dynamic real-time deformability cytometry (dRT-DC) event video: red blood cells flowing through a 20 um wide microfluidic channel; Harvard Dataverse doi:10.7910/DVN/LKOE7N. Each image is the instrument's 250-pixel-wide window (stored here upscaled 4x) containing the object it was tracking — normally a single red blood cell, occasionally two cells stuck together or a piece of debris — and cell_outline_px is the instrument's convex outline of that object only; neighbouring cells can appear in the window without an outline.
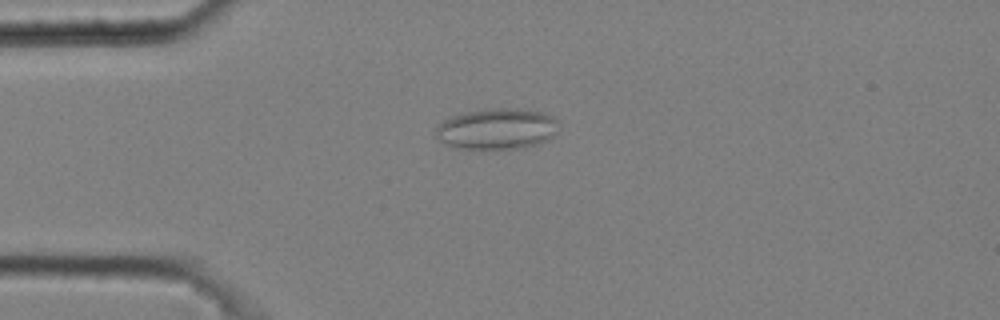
{"species": "common noctule bat (a hibernating species)", "species_latin": "Nyctalus noctula", "temperature_condition": "cold", "stored_images_in_passage": 5, "camera_frame_rate_fps": 3000, "um_per_image_px": 0.085, "animal": {"sex": "male", "body_mass_g": 20.4}, "frame": {"image": 1, "passage_image": 4, "time_ms": 1.0, "image_size_px": [1000, 320], "cell_outline_px": [[560, 124], [556, 136], [548, 140], [524, 148], [456, 148], [444, 144], [436, 136], [436, 128], [444, 120], [452, 116], [484, 108], [524, 108], [540, 112], [552, 116], [560, 120]], "centroid_in_image_um": [42.31, 10.94], "position_along_channel_um": 42.7, "area_um2": 29.65}}